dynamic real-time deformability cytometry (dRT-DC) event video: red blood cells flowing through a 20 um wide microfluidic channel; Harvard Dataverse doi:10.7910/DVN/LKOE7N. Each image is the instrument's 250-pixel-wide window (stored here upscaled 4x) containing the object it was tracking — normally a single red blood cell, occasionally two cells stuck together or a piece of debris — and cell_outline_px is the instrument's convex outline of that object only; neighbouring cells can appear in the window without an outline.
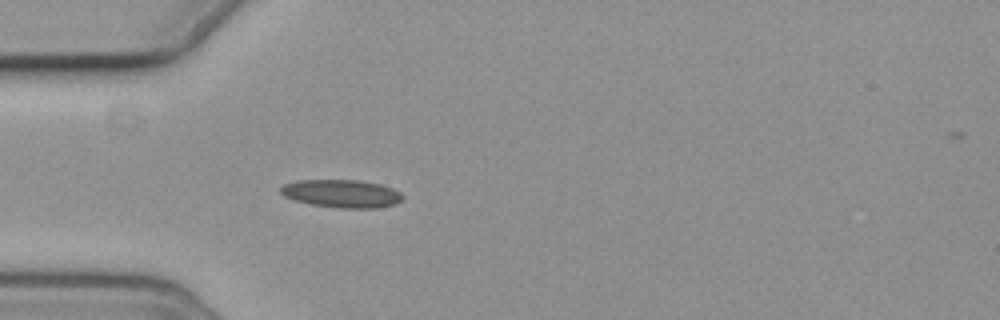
{"species": "common noctule bat (a hibernating species)", "species_latin": "Nyctalus noctula", "temperature_condition": "cold", "stored_images_in_passage": 5, "camera_frame_rate_fps": 3000, "um_per_image_px": 0.085, "animal": {"sex": "female", "body_mass_g": 19.3, "forearm_length_mm": 54.1}, "frame": {"image": 1, "passage_image": 5, "time_ms": 4.667, "image_size_px": [1000, 320], "cell_outline_px": [[404, 196], [396, 204], [376, 208], [336, 208], [312, 204], [292, 200], [284, 196], [280, 192], [280, 188], [284, 184], [296, 180], [356, 180], [380, 184], [392, 188], [400, 192]], "centroid_in_image_um": [29.02, 16.46], "position_along_channel_um": 56.0, "area_um2": 19.94}}